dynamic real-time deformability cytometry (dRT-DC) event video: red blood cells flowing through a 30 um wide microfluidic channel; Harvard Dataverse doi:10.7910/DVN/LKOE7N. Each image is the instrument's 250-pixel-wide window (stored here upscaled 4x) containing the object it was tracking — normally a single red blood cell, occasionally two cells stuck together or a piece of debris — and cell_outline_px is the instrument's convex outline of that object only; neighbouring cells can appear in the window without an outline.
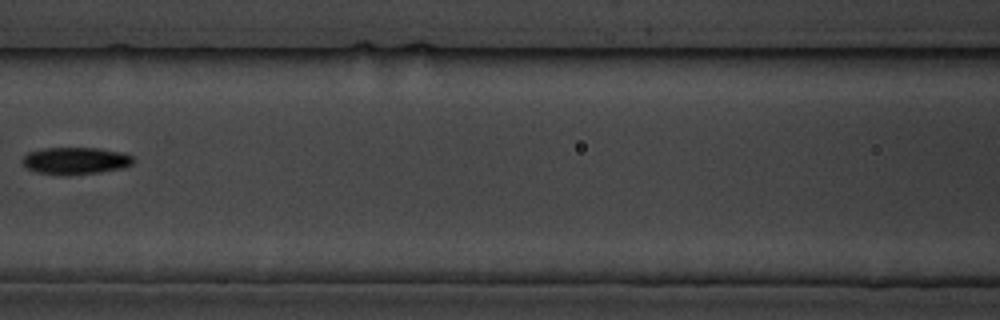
{"species": "common noctule bat (a hibernating species)", "species_latin": "Nyctalus noctula", "temperature_condition": "cold", "stored_images_in_passage": 8, "camera_frame_rate_fps": 3000, "um_per_image_px": 0.085, "animal": {"sex": "male", "body_mass_g": 19.5, "forearm_length_mm": 54.6}, "frame": {"image": 1, "passage_image": 5, "time_ms": 5.0, "image_size_px": [1000, 320], "cell_outline_px": [[132, 164], [124, 168], [100, 172], [68, 176], [64, 176], [36, 172], [28, 168], [20, 160], [28, 152], [44, 148], [100, 148], [124, 152], [132, 156]], "centroid_in_image_um": [6.42, 13.67], "position_along_channel_um": 160.2, "area_um2": 17.74}}